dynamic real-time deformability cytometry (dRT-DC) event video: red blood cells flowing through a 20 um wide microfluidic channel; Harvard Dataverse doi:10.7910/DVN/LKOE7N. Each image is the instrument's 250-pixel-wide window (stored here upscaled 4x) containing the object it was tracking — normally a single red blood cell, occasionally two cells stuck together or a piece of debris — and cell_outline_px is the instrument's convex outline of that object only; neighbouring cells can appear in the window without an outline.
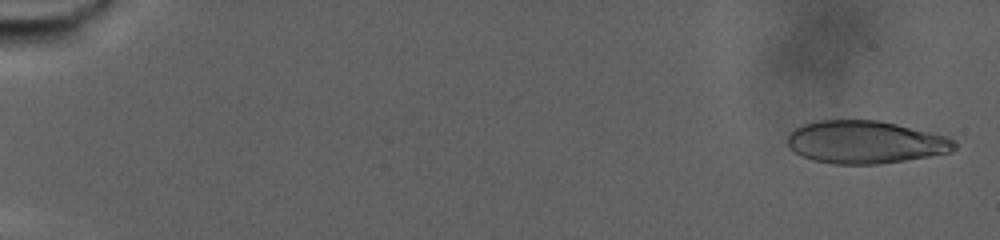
{"species": "human", "species_latin": "Homo sapiens", "temperature_condition": "warm", "stored_images_in_passage": 86, "camera_frame_rate_fps": 3000, "um_per_image_px": 0.085, "donor": {"sex": "male"}, "frame": {"image": 1, "passage_image": 3, "time_ms": 0.667, "image_size_px": [1000, 240], "cell_outline_px": [[956, 148], [952, 152], [880, 164], [832, 164], [812, 160], [788, 148], [788, 132], [804, 124], [816, 120], [880, 120], [948, 136], [956, 140]], "centroid_in_image_um": [73.56, 12.07], "position_along_channel_um": 11.4, "area_um2": 41.79}}
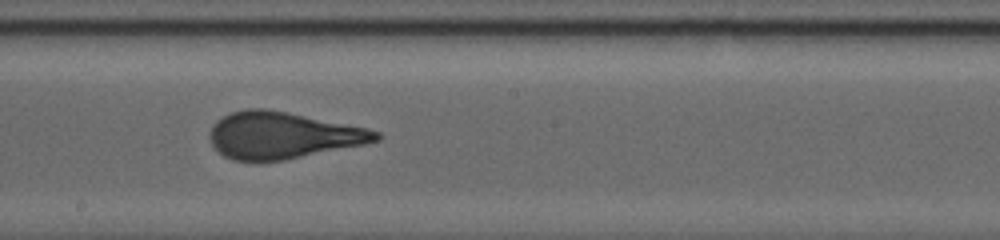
{"frame": {"image": 2, "passage_image": 51, "time_ms": 16.667, "image_size_px": [1000, 240], "cell_outline_px": [[380, 140], [364, 144], [284, 160], [232, 160], [224, 156], [212, 144], [208, 132], [212, 124], [216, 120], [232, 112], [248, 108], [264, 108], [288, 112], [364, 128], [380, 132]], "centroid_in_image_um": [23.97, 11.49], "position_along_channel_um": 224.2, "area_um2": 44.68}}
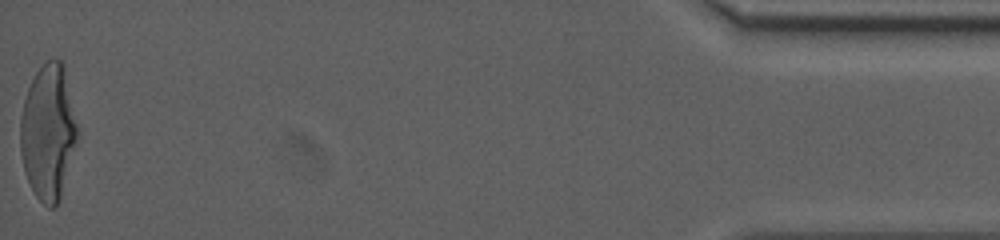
{"frame": {"image": 3, "passage_image": 86, "time_ms": 28.333, "image_size_px": [1000, 240], "cell_outline_px": [[80, 132], [60, 196], [56, 204], [52, 208], [48, 208], [36, 196], [24, 172], [20, 152], [20, 120], [24, 100], [28, 88], [36, 72], [48, 60], [60, 60], [64, 64]], "centroid_in_image_um": [4.11, 11.21], "position_along_channel_um": 431.1, "area_um2": 45.03}, "authors_computed_cell_mechanics": {"area_um2": 44.2748, "velocity_mm_per_s": 2.4908, "shape_relaxation_time_tau1_ms": 10.7833, "shape_relaxation_time_tau2_ms": null, "deformation_change_tau1": 0.2841, "deformation_change_tau2": null}}